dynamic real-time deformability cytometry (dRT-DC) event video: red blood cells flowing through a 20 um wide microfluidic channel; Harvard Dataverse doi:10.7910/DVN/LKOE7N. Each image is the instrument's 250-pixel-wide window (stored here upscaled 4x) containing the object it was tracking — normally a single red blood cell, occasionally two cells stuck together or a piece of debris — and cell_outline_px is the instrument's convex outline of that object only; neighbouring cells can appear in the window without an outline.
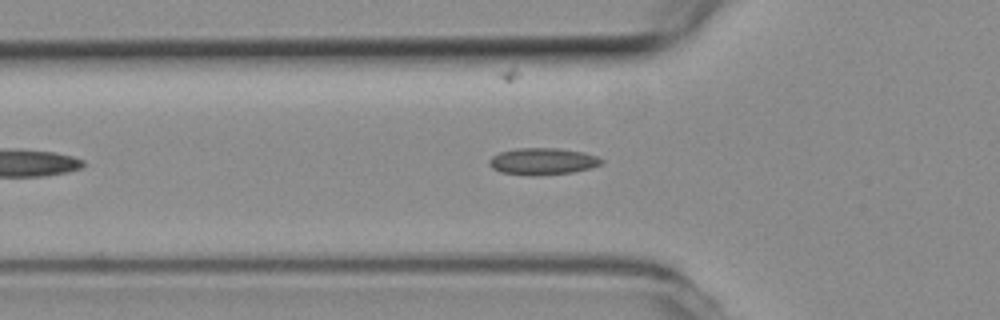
{"species": "common noctule bat (a hibernating species)", "species_latin": "Nyctalus noctula", "temperature_condition": "room temperature", "stored_images_in_passage": 15, "camera_frame_rate_fps": 3000, "um_per_image_px": 0.085, "animal": {"sex": "female", "body_mass_g": 19.3, "forearm_length_mm": 54.1}, "frame": {"image": 1, "passage_image": 9, "time_ms": 2.667, "image_size_px": [1000, 320], "cell_outline_px": [[604, 160], [600, 164], [588, 168], [572, 172], [540, 176], [532, 176], [500, 172], [492, 168], [488, 164], [488, 160], [492, 156], [500, 152], [516, 148], [560, 148], [584, 152], [596, 156]], "centroid_in_image_um": [46.08, 13.71], "position_along_channel_um": 79.7, "area_um2": 17.63}}
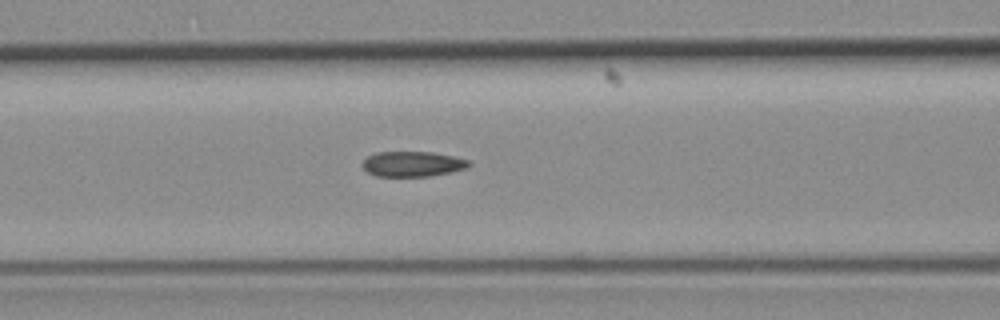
{"frame": {"image": 2, "passage_image": 13, "time_ms": 4.0, "image_size_px": [1000, 320], "cell_outline_px": [[472, 164], [468, 168], [452, 172], [428, 176], [376, 176], [368, 172], [360, 164], [368, 156], [376, 152], [432, 152], [452, 156], [468, 160]], "centroid_in_image_um": [35.07, 13.94], "position_along_channel_um": 131.5, "area_um2": 15.66}}